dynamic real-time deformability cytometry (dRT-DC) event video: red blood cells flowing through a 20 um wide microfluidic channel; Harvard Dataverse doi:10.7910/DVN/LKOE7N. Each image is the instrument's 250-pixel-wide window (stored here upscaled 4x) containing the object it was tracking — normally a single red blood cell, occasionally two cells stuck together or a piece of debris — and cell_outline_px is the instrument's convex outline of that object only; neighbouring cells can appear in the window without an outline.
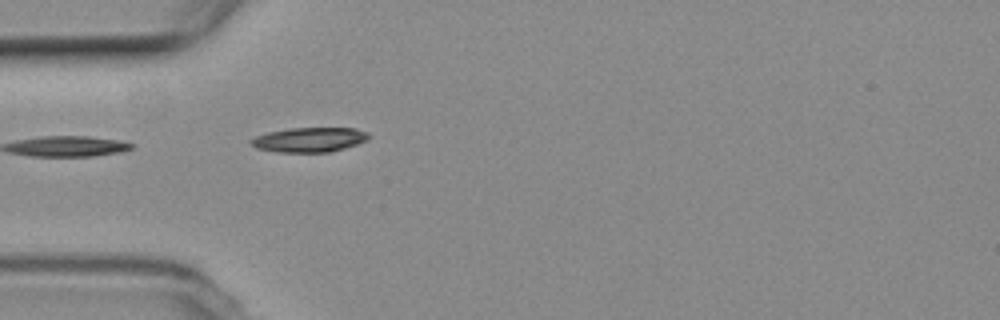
{"species": "common noctule bat (a hibernating species)", "species_latin": "Nyctalus noctula", "temperature_condition": "room temperature", "stored_images_in_passage": 2, "camera_frame_rate_fps": 3000, "um_per_image_px": 0.085, "animal": {"sex": "female", "body_mass_g": 19.3, "forearm_length_mm": 54.1}, "frame": {"image": 1, "passage_image": 2, "time_ms": 1.0, "image_size_px": [1000, 320], "cell_outline_px": [[368, 140], [344, 148], [328, 152], [276, 152], [256, 148], [248, 140], [256, 136], [268, 132], [288, 128], [356, 128], [368, 132]], "centroid_in_image_um": [26.28, 11.87], "position_along_channel_um": 58.7, "area_um2": 16.88}}